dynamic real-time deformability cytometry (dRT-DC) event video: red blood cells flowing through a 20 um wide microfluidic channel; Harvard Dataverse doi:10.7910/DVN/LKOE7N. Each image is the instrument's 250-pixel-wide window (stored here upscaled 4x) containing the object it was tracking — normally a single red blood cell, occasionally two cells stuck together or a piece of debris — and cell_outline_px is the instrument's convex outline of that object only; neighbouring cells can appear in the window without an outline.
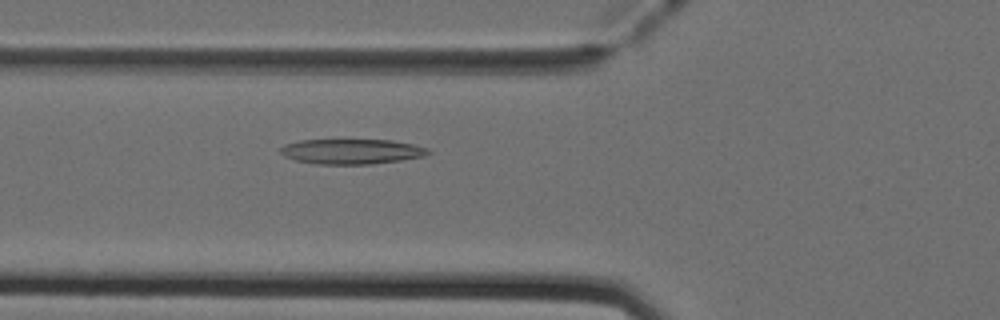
{"species": "Egyptian fruit bat (a non-hibernating species)", "species_latin": "Rousettus aegyptiacus", "temperature_condition": "cold", "stored_images_in_passage": 51, "camera_frame_rate_fps": 3000, "um_per_image_px": 0.085, "animal": {"sex": "female"}, "frame": {"image": 1, "passage_image": 19, "time_ms": 6.0, "image_size_px": [1000, 320], "cell_outline_px": [[432, 152], [424, 156], [400, 160], [372, 164], [316, 164], [296, 160], [284, 156], [280, 152], [280, 148], [284, 144], [300, 140], [392, 140], [412, 144], [428, 148]], "centroid_in_image_um": [29.88, 12.87], "position_along_channel_um": 95.9, "area_um2": 21.56}}
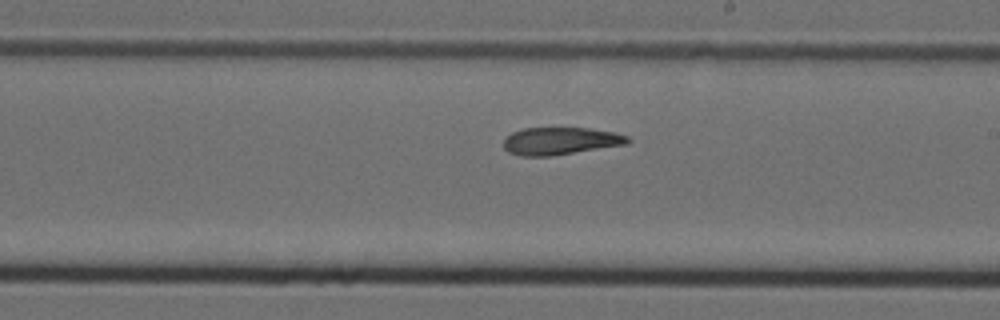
{"frame": {"image": 2, "passage_image": 30, "time_ms": 9.667, "image_size_px": [1000, 320], "cell_outline_px": [[632, 140], [628, 144], [552, 156], [520, 156], [508, 152], [504, 148], [504, 136], [512, 132], [524, 128], [588, 128], [616, 132], [628, 136]], "centroid_in_image_um": [47.64, 11.98], "position_along_channel_um": 241.4, "area_um2": 20.11}}
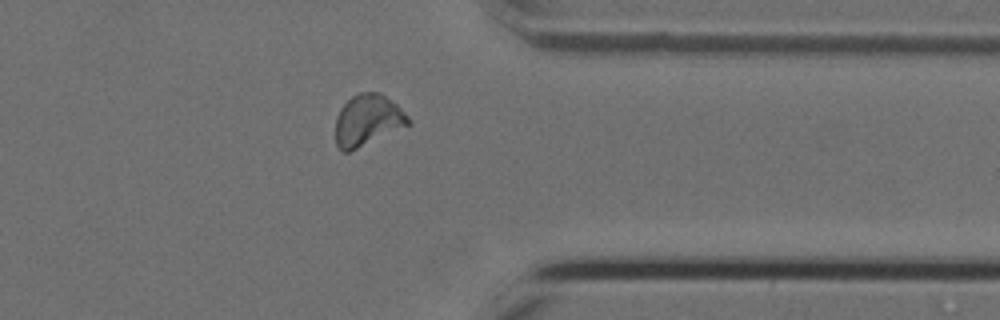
{"frame": {"image": 3, "passage_image": 41, "time_ms": 13.333, "image_size_px": [1000, 320], "cell_outline_px": [[412, 124], [348, 152], [340, 152], [336, 144], [336, 116], [340, 108], [352, 96], [360, 92], [380, 92], [396, 104], [412, 120]], "centroid_in_image_um": [31.25, 10.22], "position_along_channel_um": 380.2, "area_um2": 21.79}, "authors_computed_cell_mechanics": {"area_um2": 21.0392, "velocity_mm_per_s": 3.974, "shape_relaxation_time_tau1_ms": 7.4906, "shape_relaxation_time_tau2_ms": 2.8839, "deformation_change_tau1": 0.1979, "deformation_change_tau2": 0.0837}}